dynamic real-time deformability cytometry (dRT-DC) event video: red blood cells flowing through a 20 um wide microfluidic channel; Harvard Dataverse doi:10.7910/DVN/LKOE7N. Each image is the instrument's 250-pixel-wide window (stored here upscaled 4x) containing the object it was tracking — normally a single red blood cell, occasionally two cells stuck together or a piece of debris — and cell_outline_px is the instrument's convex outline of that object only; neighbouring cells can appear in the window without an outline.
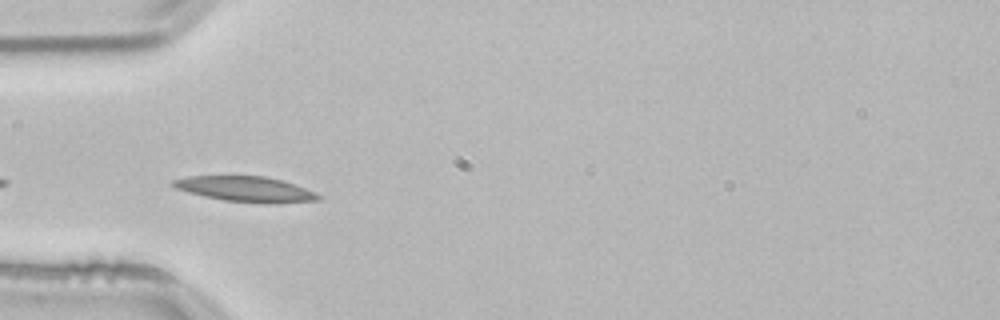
{"species": "common noctule bat (a hibernating species)", "species_latin": "Nyctalus noctula", "temperature_condition": "room temperature", "stored_images_in_passage": 5, "camera_frame_rate_fps": 3000, "um_per_image_px": 0.085, "animal": {"sex": "male", "body_mass_g": 21.5, "forearm_length_mm": 52.0}, "frame": {"image": 1, "passage_image": 2, "time_ms": 0.333, "image_size_px": [1000, 320], "cell_outline_px": [[324, 196], [320, 200], [276, 204], [224, 200], [204, 196], [188, 192], [176, 188], [168, 184], [172, 180], [188, 176], [264, 176], [284, 180], [316, 192]], "centroid_in_image_um": [20.93, 16.07], "position_along_channel_um": 64.1, "area_um2": 21.68}}